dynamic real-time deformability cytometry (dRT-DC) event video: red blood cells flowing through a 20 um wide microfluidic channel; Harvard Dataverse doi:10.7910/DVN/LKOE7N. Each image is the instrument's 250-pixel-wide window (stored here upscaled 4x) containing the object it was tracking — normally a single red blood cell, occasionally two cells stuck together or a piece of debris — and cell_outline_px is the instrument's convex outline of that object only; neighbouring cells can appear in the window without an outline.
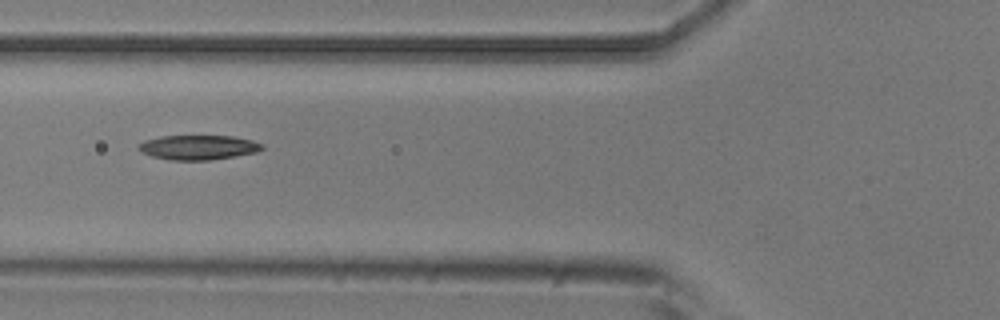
{"species": "common noctule bat (a hibernating species)", "species_latin": "Nyctalus noctula", "temperature_condition": "room temperature", "stored_images_in_passage": 9, "camera_frame_rate_fps": 3000, "um_per_image_px": 0.085, "animal": {"sex": "male", "body_mass_g": 20.5, "forearm_length_mm": 52.5}, "frame": {"image": 1, "passage_image": 6, "time_ms": 1.667, "image_size_px": [1000, 320], "cell_outline_px": [[264, 148], [256, 152], [208, 160], [168, 160], [152, 156], [140, 152], [136, 148], [136, 144], [144, 140], [160, 136], [232, 136], [252, 140], [264, 144]], "centroid_in_image_um": [16.79, 12.52], "position_along_channel_um": 109.0, "area_um2": 17.8}}
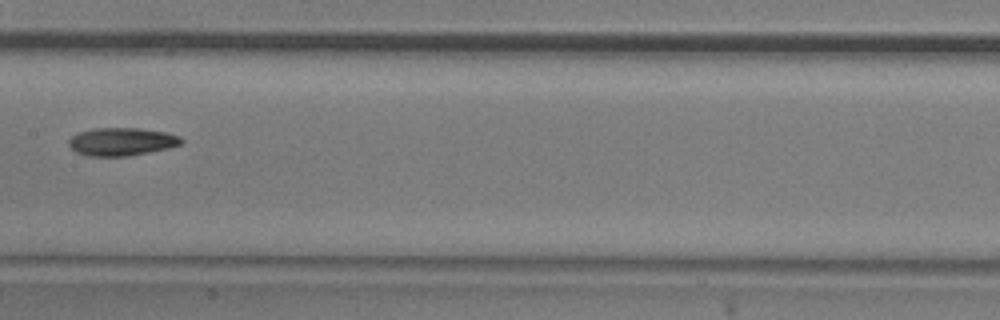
{"frame": {"image": 2, "passage_image": 8, "time_ms": 2.333, "image_size_px": [1000, 320], "cell_outline_px": [[184, 140], [180, 144], [168, 148], [128, 156], [88, 156], [76, 152], [68, 144], [68, 140], [72, 136], [80, 132], [96, 128], [140, 128], [168, 132], [180, 136]], "centroid_in_image_um": [10.36, 12.03], "position_along_channel_um": 197.0, "area_um2": 18.32}}
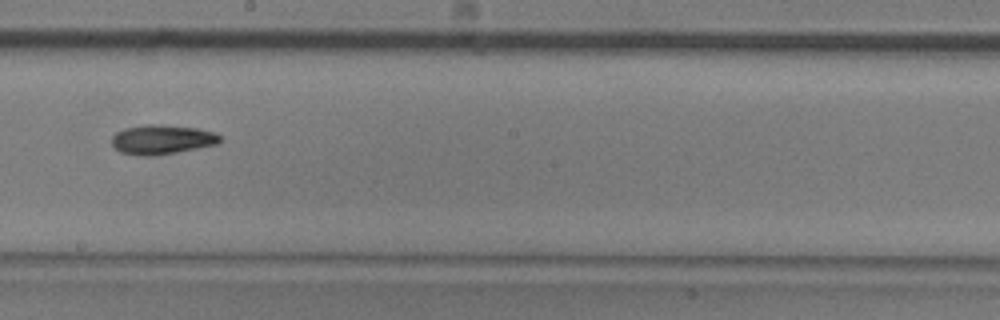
{"frame": {"image": 3, "passage_image": 9, "time_ms": 2.667, "image_size_px": [1000, 320], "cell_outline_px": [[220, 140], [216, 144], [176, 152], [152, 156], [144, 156], [120, 152], [112, 144], [112, 136], [116, 132], [124, 128], [144, 124], [160, 124], [196, 128], [216, 132], [220, 136]], "centroid_in_image_um": [13.74, 11.84], "position_along_channel_um": 234.5, "area_um2": 18.5}}